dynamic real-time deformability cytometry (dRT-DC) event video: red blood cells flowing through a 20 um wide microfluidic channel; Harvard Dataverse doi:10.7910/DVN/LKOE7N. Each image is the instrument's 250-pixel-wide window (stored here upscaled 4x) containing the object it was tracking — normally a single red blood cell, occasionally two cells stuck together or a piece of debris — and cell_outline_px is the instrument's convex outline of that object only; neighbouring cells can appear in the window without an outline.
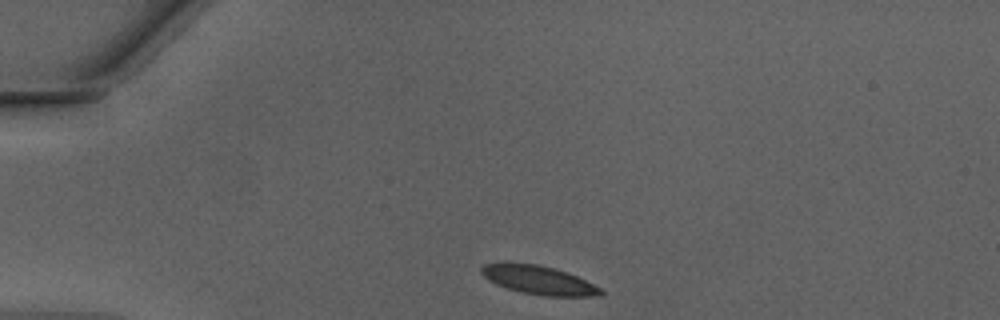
{"species": "Egyptian fruit bat (a non-hibernating species)", "species_latin": "Rousettus aegyptiacus", "temperature_condition": "warm", "stored_images_in_passage": 31, "camera_frame_rate_fps": 3000, "um_per_image_px": 0.085, "animal": {"sex": "male"}, "frame": {"image": 1, "passage_image": 1, "time_ms": 0.0, "image_size_px": [1000, 320], "cell_outline_px": [[604, 292], [600, 296], [544, 296], [520, 292], [496, 284], [488, 280], [480, 272], [480, 268], [484, 264], [500, 260], [504, 260], [540, 264], [576, 276], [604, 288]], "centroid_in_image_um": [45.73, 23.77], "position_along_channel_um": 39.3, "area_um2": 20.52}}
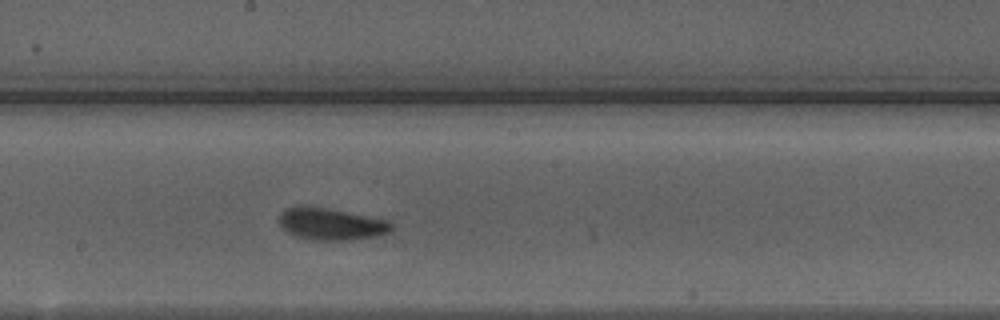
{"frame": {"image": 2, "passage_image": 17, "time_ms": 5.333, "image_size_px": [1000, 320], "cell_outline_px": [[392, 228], [388, 232], [376, 236], [352, 240], [312, 240], [296, 236], [288, 232], [280, 224], [280, 212], [288, 208], [324, 208], [388, 220], [392, 224]], "centroid_in_image_um": [28.17, 19.08], "position_along_channel_um": 220.0, "area_um2": 20.17}}
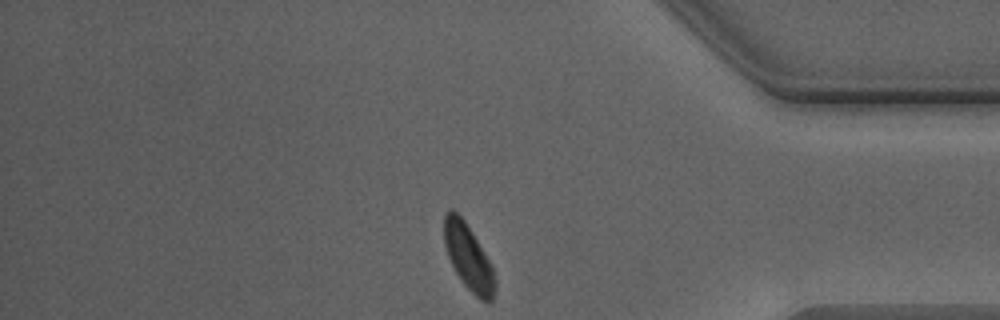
{"frame": {"image": 3, "passage_image": 31, "time_ms": 10.0, "image_size_px": [1000, 320], "cell_outline_px": [[496, 288], [492, 300], [488, 304], [480, 300], [460, 280], [448, 256], [444, 244], [444, 212], [448, 208], [452, 208], [464, 220], [472, 232], [484, 252], [492, 268], [496, 280]], "centroid_in_image_um": [39.81, 21.87], "position_along_channel_um": 395.4, "area_um2": 19.42}, "authors_computed_cell_mechanics": {"area_um2": 20.6924, "velocity_mm_per_s": 4.2422, "shape_relaxation_time_tau1_ms": 2.926, "shape_relaxation_time_tau2_ms": 1.2841, "deformation_change_tau1": 0.136, "deformation_change_tau2": 0.073}}